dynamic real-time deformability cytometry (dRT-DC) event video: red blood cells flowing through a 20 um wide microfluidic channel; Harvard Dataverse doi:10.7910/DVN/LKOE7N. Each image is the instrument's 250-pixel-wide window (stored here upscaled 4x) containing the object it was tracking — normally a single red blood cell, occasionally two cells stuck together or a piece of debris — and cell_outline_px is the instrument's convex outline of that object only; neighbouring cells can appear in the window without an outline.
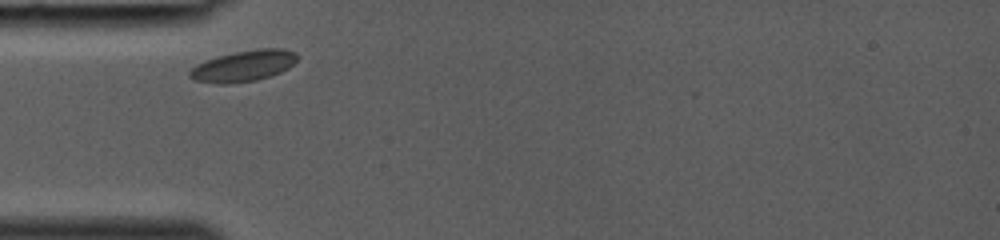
{"species": "common noctule bat (a hibernating species)", "species_latin": "Nyctalus noctula", "temperature_condition": "room temperature", "stored_images_in_passage": 23, "camera_frame_rate_fps": 3000, "um_per_image_px": 0.085, "animal": {"sex": "female", "body_mass_g": 19.0, "forearm_length_mm": 53.3}, "frame": {"image": 1, "passage_image": 1, "time_ms": 0.0, "image_size_px": [1000, 240], "cell_outline_px": [[300, 56], [288, 68], [280, 72], [256, 80], [228, 84], [216, 84], [196, 80], [188, 76], [188, 72], [196, 64], [220, 56], [236, 52], [256, 48], [284, 48], [296, 52]], "centroid_in_image_um": [20.72, 5.6], "position_along_channel_um": 64.3, "area_um2": 19.42}}
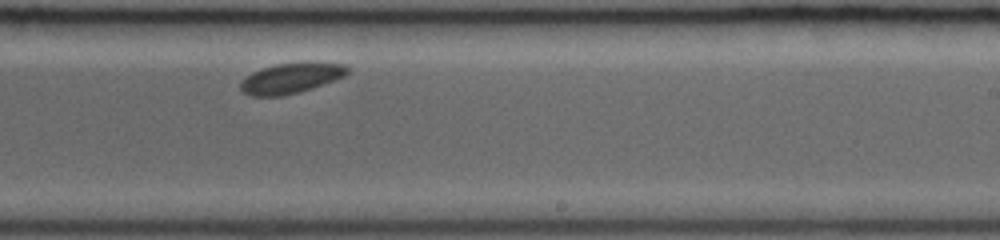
{"frame": {"image": 2, "passage_image": 14, "time_ms": 4.333, "image_size_px": [1000, 240], "cell_outline_px": [[348, 72], [344, 76], [312, 88], [280, 96], [252, 96], [244, 92], [240, 88], [240, 84], [252, 72], [260, 68], [276, 64], [344, 64], [348, 68]], "centroid_in_image_um": [24.68, 6.67], "position_along_channel_um": 264.3, "area_um2": 18.03}}
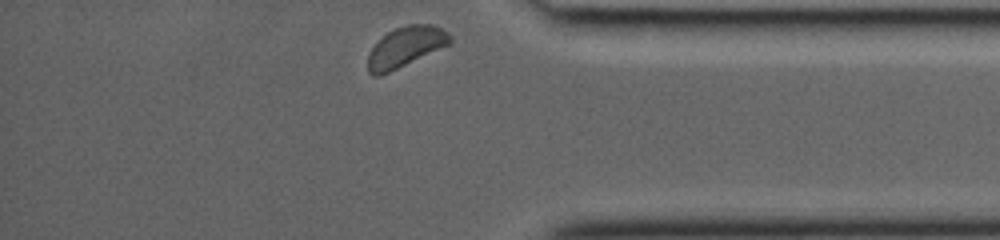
{"frame": {"image": 3, "passage_image": 23, "time_ms": 7.333, "image_size_px": [1000, 240], "cell_outline_px": [[452, 44], [380, 76], [372, 76], [368, 72], [368, 56], [372, 48], [388, 32], [396, 28], [408, 24], [432, 24], [448, 32], [452, 36]], "centroid_in_image_um": [34.52, 3.99], "position_along_channel_um": 400.7, "area_um2": 19.25}}